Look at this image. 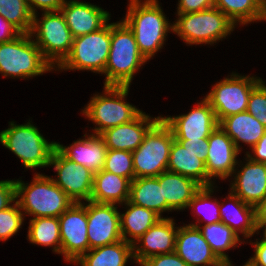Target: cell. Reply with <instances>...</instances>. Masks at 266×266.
<instances>
[{"instance_id": "obj_1", "label": "cell", "mask_w": 266, "mask_h": 266, "mask_svg": "<svg viewBox=\"0 0 266 266\" xmlns=\"http://www.w3.org/2000/svg\"><path fill=\"white\" fill-rule=\"evenodd\" d=\"M127 8L123 21L132 30L140 53L148 61L163 47L168 32H173V24L158 0H130Z\"/></svg>"}, {"instance_id": "obj_2", "label": "cell", "mask_w": 266, "mask_h": 266, "mask_svg": "<svg viewBox=\"0 0 266 266\" xmlns=\"http://www.w3.org/2000/svg\"><path fill=\"white\" fill-rule=\"evenodd\" d=\"M146 62L128 25L123 20L111 23V46L104 70V86L130 87L134 74Z\"/></svg>"}, {"instance_id": "obj_3", "label": "cell", "mask_w": 266, "mask_h": 266, "mask_svg": "<svg viewBox=\"0 0 266 266\" xmlns=\"http://www.w3.org/2000/svg\"><path fill=\"white\" fill-rule=\"evenodd\" d=\"M35 174L30 184L15 180L16 202L21 211L33 218L61 216L74 201L50 176Z\"/></svg>"}, {"instance_id": "obj_4", "label": "cell", "mask_w": 266, "mask_h": 266, "mask_svg": "<svg viewBox=\"0 0 266 266\" xmlns=\"http://www.w3.org/2000/svg\"><path fill=\"white\" fill-rule=\"evenodd\" d=\"M129 89V86H104L103 94L90 98L82 113L96 124L92 134L99 135L108 128L129 123L142 112L125 102Z\"/></svg>"}, {"instance_id": "obj_5", "label": "cell", "mask_w": 266, "mask_h": 266, "mask_svg": "<svg viewBox=\"0 0 266 266\" xmlns=\"http://www.w3.org/2000/svg\"><path fill=\"white\" fill-rule=\"evenodd\" d=\"M173 32L186 44H210L225 39L236 24L215 6L194 13L177 14Z\"/></svg>"}, {"instance_id": "obj_6", "label": "cell", "mask_w": 266, "mask_h": 266, "mask_svg": "<svg viewBox=\"0 0 266 266\" xmlns=\"http://www.w3.org/2000/svg\"><path fill=\"white\" fill-rule=\"evenodd\" d=\"M9 126L0 132V143L12 151L25 168L48 167L56 142H48L30 120L23 125L12 121Z\"/></svg>"}, {"instance_id": "obj_7", "label": "cell", "mask_w": 266, "mask_h": 266, "mask_svg": "<svg viewBox=\"0 0 266 266\" xmlns=\"http://www.w3.org/2000/svg\"><path fill=\"white\" fill-rule=\"evenodd\" d=\"M30 34L0 43V74L11 78H29L43 75L55 68L43 57Z\"/></svg>"}, {"instance_id": "obj_8", "label": "cell", "mask_w": 266, "mask_h": 266, "mask_svg": "<svg viewBox=\"0 0 266 266\" xmlns=\"http://www.w3.org/2000/svg\"><path fill=\"white\" fill-rule=\"evenodd\" d=\"M37 15H33L30 35L35 36L33 41L43 57L56 69L70 53L74 37L61 11L43 12L41 19Z\"/></svg>"}, {"instance_id": "obj_9", "label": "cell", "mask_w": 266, "mask_h": 266, "mask_svg": "<svg viewBox=\"0 0 266 266\" xmlns=\"http://www.w3.org/2000/svg\"><path fill=\"white\" fill-rule=\"evenodd\" d=\"M174 135L161 118L132 152L135 178L157 177L167 171Z\"/></svg>"}, {"instance_id": "obj_10", "label": "cell", "mask_w": 266, "mask_h": 266, "mask_svg": "<svg viewBox=\"0 0 266 266\" xmlns=\"http://www.w3.org/2000/svg\"><path fill=\"white\" fill-rule=\"evenodd\" d=\"M111 46V23L98 31L74 37L70 53L56 70H88L104 74Z\"/></svg>"}, {"instance_id": "obj_11", "label": "cell", "mask_w": 266, "mask_h": 266, "mask_svg": "<svg viewBox=\"0 0 266 266\" xmlns=\"http://www.w3.org/2000/svg\"><path fill=\"white\" fill-rule=\"evenodd\" d=\"M261 80L260 77L232 73L230 77L228 75L227 78L217 82L205 96L215 112L217 121L246 112L250 93Z\"/></svg>"}, {"instance_id": "obj_12", "label": "cell", "mask_w": 266, "mask_h": 266, "mask_svg": "<svg viewBox=\"0 0 266 266\" xmlns=\"http://www.w3.org/2000/svg\"><path fill=\"white\" fill-rule=\"evenodd\" d=\"M85 203L74 202L61 216V255L65 262L75 263L89 251L88 219Z\"/></svg>"}, {"instance_id": "obj_13", "label": "cell", "mask_w": 266, "mask_h": 266, "mask_svg": "<svg viewBox=\"0 0 266 266\" xmlns=\"http://www.w3.org/2000/svg\"><path fill=\"white\" fill-rule=\"evenodd\" d=\"M49 165L54 166L57 172V179L52 177L53 182L74 202L90 201L94 180L92 171L65 158L56 148L51 155Z\"/></svg>"}, {"instance_id": "obj_14", "label": "cell", "mask_w": 266, "mask_h": 266, "mask_svg": "<svg viewBox=\"0 0 266 266\" xmlns=\"http://www.w3.org/2000/svg\"><path fill=\"white\" fill-rule=\"evenodd\" d=\"M88 203V204H87ZM89 250L123 240L120 212L113 203L87 201Z\"/></svg>"}, {"instance_id": "obj_15", "label": "cell", "mask_w": 266, "mask_h": 266, "mask_svg": "<svg viewBox=\"0 0 266 266\" xmlns=\"http://www.w3.org/2000/svg\"><path fill=\"white\" fill-rule=\"evenodd\" d=\"M161 118L171 128L175 140L208 138L219 125L214 110L205 98L188 114Z\"/></svg>"}, {"instance_id": "obj_16", "label": "cell", "mask_w": 266, "mask_h": 266, "mask_svg": "<svg viewBox=\"0 0 266 266\" xmlns=\"http://www.w3.org/2000/svg\"><path fill=\"white\" fill-rule=\"evenodd\" d=\"M208 153L205 167L207 171V186L214 185L212 178L219 177L224 180L232 177L236 165V159L240 152L236 148L233 140L219 127L208 137Z\"/></svg>"}, {"instance_id": "obj_17", "label": "cell", "mask_w": 266, "mask_h": 266, "mask_svg": "<svg viewBox=\"0 0 266 266\" xmlns=\"http://www.w3.org/2000/svg\"><path fill=\"white\" fill-rule=\"evenodd\" d=\"M178 228L173 218L162 217L134 242V262L140 265L151 256L174 252Z\"/></svg>"}, {"instance_id": "obj_18", "label": "cell", "mask_w": 266, "mask_h": 266, "mask_svg": "<svg viewBox=\"0 0 266 266\" xmlns=\"http://www.w3.org/2000/svg\"><path fill=\"white\" fill-rule=\"evenodd\" d=\"M160 119V116L151 118L142 111L131 122L108 128L99 136L103 139L107 149L133 152Z\"/></svg>"}, {"instance_id": "obj_19", "label": "cell", "mask_w": 266, "mask_h": 266, "mask_svg": "<svg viewBox=\"0 0 266 266\" xmlns=\"http://www.w3.org/2000/svg\"><path fill=\"white\" fill-rule=\"evenodd\" d=\"M60 11L73 37L98 31L109 22L111 17L109 12L101 7L77 0H65Z\"/></svg>"}, {"instance_id": "obj_20", "label": "cell", "mask_w": 266, "mask_h": 266, "mask_svg": "<svg viewBox=\"0 0 266 266\" xmlns=\"http://www.w3.org/2000/svg\"><path fill=\"white\" fill-rule=\"evenodd\" d=\"M245 159L246 164L240 170L233 171L230 191L255 207L266 197V164L254 162L248 157Z\"/></svg>"}, {"instance_id": "obj_21", "label": "cell", "mask_w": 266, "mask_h": 266, "mask_svg": "<svg viewBox=\"0 0 266 266\" xmlns=\"http://www.w3.org/2000/svg\"><path fill=\"white\" fill-rule=\"evenodd\" d=\"M175 252L188 266H211L218 260L201 231L191 225L178 228Z\"/></svg>"}, {"instance_id": "obj_22", "label": "cell", "mask_w": 266, "mask_h": 266, "mask_svg": "<svg viewBox=\"0 0 266 266\" xmlns=\"http://www.w3.org/2000/svg\"><path fill=\"white\" fill-rule=\"evenodd\" d=\"M87 136V137H86ZM66 147L56 142V149L67 159L84 166L94 174L103 169L107 147L99 135H86Z\"/></svg>"}, {"instance_id": "obj_23", "label": "cell", "mask_w": 266, "mask_h": 266, "mask_svg": "<svg viewBox=\"0 0 266 266\" xmlns=\"http://www.w3.org/2000/svg\"><path fill=\"white\" fill-rule=\"evenodd\" d=\"M157 178L162 187L163 198L172 211L187 209L189 202L202 187L195 180L168 170Z\"/></svg>"}, {"instance_id": "obj_24", "label": "cell", "mask_w": 266, "mask_h": 266, "mask_svg": "<svg viewBox=\"0 0 266 266\" xmlns=\"http://www.w3.org/2000/svg\"><path fill=\"white\" fill-rule=\"evenodd\" d=\"M219 127L233 140L239 152L240 141L252 148L266 132V127L247 111L221 119Z\"/></svg>"}, {"instance_id": "obj_25", "label": "cell", "mask_w": 266, "mask_h": 266, "mask_svg": "<svg viewBox=\"0 0 266 266\" xmlns=\"http://www.w3.org/2000/svg\"><path fill=\"white\" fill-rule=\"evenodd\" d=\"M130 185V179L102 169L94 174L90 201L123 205L129 200Z\"/></svg>"}, {"instance_id": "obj_26", "label": "cell", "mask_w": 266, "mask_h": 266, "mask_svg": "<svg viewBox=\"0 0 266 266\" xmlns=\"http://www.w3.org/2000/svg\"><path fill=\"white\" fill-rule=\"evenodd\" d=\"M226 199L230 201L234 209L230 211V208L224 206L225 202H221L219 205L221 222L231 228L238 236L239 233H242L245 239L254 236L256 231L258 232L255 207L243 202L231 191Z\"/></svg>"}, {"instance_id": "obj_27", "label": "cell", "mask_w": 266, "mask_h": 266, "mask_svg": "<svg viewBox=\"0 0 266 266\" xmlns=\"http://www.w3.org/2000/svg\"><path fill=\"white\" fill-rule=\"evenodd\" d=\"M128 201L153 210L161 218L163 212H172L163 198L162 187L157 177L134 178L131 181Z\"/></svg>"}, {"instance_id": "obj_28", "label": "cell", "mask_w": 266, "mask_h": 266, "mask_svg": "<svg viewBox=\"0 0 266 266\" xmlns=\"http://www.w3.org/2000/svg\"><path fill=\"white\" fill-rule=\"evenodd\" d=\"M123 204L127 205V210L123 214L120 213L121 236L124 241L134 244L161 217L153 210L132 204L129 201Z\"/></svg>"}, {"instance_id": "obj_29", "label": "cell", "mask_w": 266, "mask_h": 266, "mask_svg": "<svg viewBox=\"0 0 266 266\" xmlns=\"http://www.w3.org/2000/svg\"><path fill=\"white\" fill-rule=\"evenodd\" d=\"M133 257V244L124 240L90 249L74 264L78 266H126Z\"/></svg>"}, {"instance_id": "obj_30", "label": "cell", "mask_w": 266, "mask_h": 266, "mask_svg": "<svg viewBox=\"0 0 266 266\" xmlns=\"http://www.w3.org/2000/svg\"><path fill=\"white\" fill-rule=\"evenodd\" d=\"M167 170L189 177L201 186H207L205 163L175 139L172 142Z\"/></svg>"}, {"instance_id": "obj_31", "label": "cell", "mask_w": 266, "mask_h": 266, "mask_svg": "<svg viewBox=\"0 0 266 266\" xmlns=\"http://www.w3.org/2000/svg\"><path fill=\"white\" fill-rule=\"evenodd\" d=\"M188 225L197 227L201 231L203 238L210 245L212 252L218 259H229L225 250H231V248L238 247V244H242L243 242L245 243L244 239L242 241V239H240V237L231 228L221 221L203 226L196 223Z\"/></svg>"}, {"instance_id": "obj_32", "label": "cell", "mask_w": 266, "mask_h": 266, "mask_svg": "<svg viewBox=\"0 0 266 266\" xmlns=\"http://www.w3.org/2000/svg\"><path fill=\"white\" fill-rule=\"evenodd\" d=\"M263 2L264 0H214V6L236 25H247L263 20Z\"/></svg>"}, {"instance_id": "obj_33", "label": "cell", "mask_w": 266, "mask_h": 266, "mask_svg": "<svg viewBox=\"0 0 266 266\" xmlns=\"http://www.w3.org/2000/svg\"><path fill=\"white\" fill-rule=\"evenodd\" d=\"M28 240L32 244L49 246L61 254L60 223L58 217L32 218L28 227Z\"/></svg>"}, {"instance_id": "obj_34", "label": "cell", "mask_w": 266, "mask_h": 266, "mask_svg": "<svg viewBox=\"0 0 266 266\" xmlns=\"http://www.w3.org/2000/svg\"><path fill=\"white\" fill-rule=\"evenodd\" d=\"M0 15L21 33L30 34L33 15L26 0H0Z\"/></svg>"}, {"instance_id": "obj_35", "label": "cell", "mask_w": 266, "mask_h": 266, "mask_svg": "<svg viewBox=\"0 0 266 266\" xmlns=\"http://www.w3.org/2000/svg\"><path fill=\"white\" fill-rule=\"evenodd\" d=\"M213 190H214V186L213 185H211V186H202L196 192V194L194 195L193 199L189 202L188 208L189 207L192 208L193 212L196 211V212H194V213H196L195 215L199 216L197 218L198 220L196 221L198 224L200 222H203L202 219H199L200 216H201L199 214L202 213V211L199 210L201 206L204 209V213L206 212L205 211L206 207L208 209V210L207 209L206 210L208 211L207 213L209 215H207L205 213V215L207 217V218L205 217L206 218L205 225H210L212 223H217V222H220L221 221V218H220V209H219L220 202L217 199L212 200ZM208 205L211 208V210L209 209ZM209 211H210V213H209ZM205 215H203V216H205Z\"/></svg>"}, {"instance_id": "obj_36", "label": "cell", "mask_w": 266, "mask_h": 266, "mask_svg": "<svg viewBox=\"0 0 266 266\" xmlns=\"http://www.w3.org/2000/svg\"><path fill=\"white\" fill-rule=\"evenodd\" d=\"M103 170L128 178H135L132 152L107 149Z\"/></svg>"}, {"instance_id": "obj_37", "label": "cell", "mask_w": 266, "mask_h": 266, "mask_svg": "<svg viewBox=\"0 0 266 266\" xmlns=\"http://www.w3.org/2000/svg\"><path fill=\"white\" fill-rule=\"evenodd\" d=\"M24 214L17 202L0 211V240L6 241L14 236L22 227Z\"/></svg>"}, {"instance_id": "obj_38", "label": "cell", "mask_w": 266, "mask_h": 266, "mask_svg": "<svg viewBox=\"0 0 266 266\" xmlns=\"http://www.w3.org/2000/svg\"><path fill=\"white\" fill-rule=\"evenodd\" d=\"M260 81L251 91L247 112L266 127V84Z\"/></svg>"}, {"instance_id": "obj_39", "label": "cell", "mask_w": 266, "mask_h": 266, "mask_svg": "<svg viewBox=\"0 0 266 266\" xmlns=\"http://www.w3.org/2000/svg\"><path fill=\"white\" fill-rule=\"evenodd\" d=\"M140 266H188L176 252L154 255L144 260Z\"/></svg>"}, {"instance_id": "obj_40", "label": "cell", "mask_w": 266, "mask_h": 266, "mask_svg": "<svg viewBox=\"0 0 266 266\" xmlns=\"http://www.w3.org/2000/svg\"><path fill=\"white\" fill-rule=\"evenodd\" d=\"M15 180L0 181V211L12 206L16 202Z\"/></svg>"}, {"instance_id": "obj_41", "label": "cell", "mask_w": 266, "mask_h": 266, "mask_svg": "<svg viewBox=\"0 0 266 266\" xmlns=\"http://www.w3.org/2000/svg\"><path fill=\"white\" fill-rule=\"evenodd\" d=\"M184 148L190 152L198 155V158L204 163L206 162V157L208 153V138H198L189 140H177Z\"/></svg>"}, {"instance_id": "obj_42", "label": "cell", "mask_w": 266, "mask_h": 266, "mask_svg": "<svg viewBox=\"0 0 266 266\" xmlns=\"http://www.w3.org/2000/svg\"><path fill=\"white\" fill-rule=\"evenodd\" d=\"M177 14L199 12L214 6V0H178Z\"/></svg>"}, {"instance_id": "obj_43", "label": "cell", "mask_w": 266, "mask_h": 266, "mask_svg": "<svg viewBox=\"0 0 266 266\" xmlns=\"http://www.w3.org/2000/svg\"><path fill=\"white\" fill-rule=\"evenodd\" d=\"M26 2L32 15H35L38 12L36 11L37 8L42 10V12L60 11L65 0H26Z\"/></svg>"}, {"instance_id": "obj_44", "label": "cell", "mask_w": 266, "mask_h": 266, "mask_svg": "<svg viewBox=\"0 0 266 266\" xmlns=\"http://www.w3.org/2000/svg\"><path fill=\"white\" fill-rule=\"evenodd\" d=\"M256 242H251L252 246H254V256L247 260L248 266H266V240L262 238V240Z\"/></svg>"}, {"instance_id": "obj_45", "label": "cell", "mask_w": 266, "mask_h": 266, "mask_svg": "<svg viewBox=\"0 0 266 266\" xmlns=\"http://www.w3.org/2000/svg\"><path fill=\"white\" fill-rule=\"evenodd\" d=\"M253 154H250L248 151L245 156L254 162H260L266 164V132L259 139V141L251 148Z\"/></svg>"}, {"instance_id": "obj_46", "label": "cell", "mask_w": 266, "mask_h": 266, "mask_svg": "<svg viewBox=\"0 0 266 266\" xmlns=\"http://www.w3.org/2000/svg\"><path fill=\"white\" fill-rule=\"evenodd\" d=\"M21 32L0 15V43L17 38Z\"/></svg>"}, {"instance_id": "obj_47", "label": "cell", "mask_w": 266, "mask_h": 266, "mask_svg": "<svg viewBox=\"0 0 266 266\" xmlns=\"http://www.w3.org/2000/svg\"><path fill=\"white\" fill-rule=\"evenodd\" d=\"M256 227L259 231L261 227L266 225V197L255 206Z\"/></svg>"}, {"instance_id": "obj_48", "label": "cell", "mask_w": 266, "mask_h": 266, "mask_svg": "<svg viewBox=\"0 0 266 266\" xmlns=\"http://www.w3.org/2000/svg\"><path fill=\"white\" fill-rule=\"evenodd\" d=\"M211 266H233L229 259H218L215 263ZM243 266H248L247 262Z\"/></svg>"}, {"instance_id": "obj_49", "label": "cell", "mask_w": 266, "mask_h": 266, "mask_svg": "<svg viewBox=\"0 0 266 266\" xmlns=\"http://www.w3.org/2000/svg\"><path fill=\"white\" fill-rule=\"evenodd\" d=\"M263 21H266V0L263 2Z\"/></svg>"}, {"instance_id": "obj_50", "label": "cell", "mask_w": 266, "mask_h": 266, "mask_svg": "<svg viewBox=\"0 0 266 266\" xmlns=\"http://www.w3.org/2000/svg\"><path fill=\"white\" fill-rule=\"evenodd\" d=\"M264 228V232H263V234H264V236H263V239H265L266 240V225L265 226H263V227H261V229H263Z\"/></svg>"}]
</instances>
